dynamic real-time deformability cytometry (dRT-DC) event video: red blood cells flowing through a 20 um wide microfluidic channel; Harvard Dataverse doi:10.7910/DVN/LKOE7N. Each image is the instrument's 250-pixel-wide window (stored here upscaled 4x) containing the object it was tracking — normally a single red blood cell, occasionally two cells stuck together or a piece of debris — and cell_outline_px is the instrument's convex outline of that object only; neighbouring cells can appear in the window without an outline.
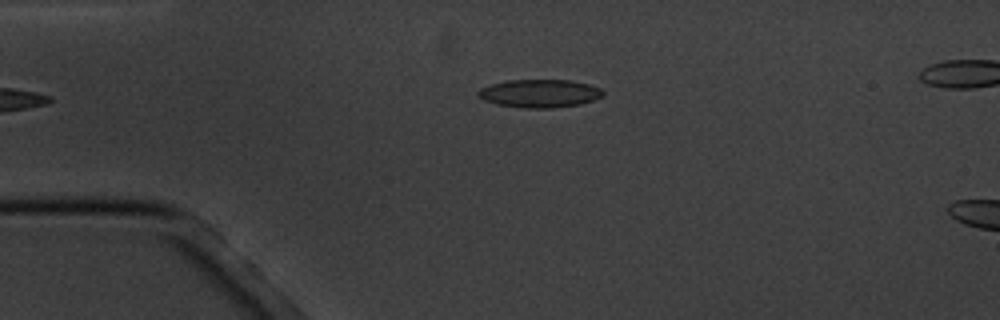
{"species": "common noctule bat (a hibernating species)", "species_latin": "Nyctalus noctula", "temperature_condition": "cold", "stored_images_in_passage": 4, "camera_frame_rate_fps": 3000, "um_per_image_px": 0.085, "animal": {"sex": "male", "body_mass_g": 20.1, "forearm_length_mm": 53.5}, "frame": {"image": 1, "passage_image": 4, "time_ms": 4.333, "image_size_px": [1000, 320], "cell_outline_px": [[604, 92], [600, 96], [592, 100], [580, 104], [552, 108], [524, 108], [496, 104], [484, 100], [476, 92], [480, 88], [492, 84], [508, 80], [572, 80], [588, 84], [600, 88]], "centroid_in_image_um": [45.85, 7.94], "position_along_channel_um": 39.2, "area_um2": 20.29}}